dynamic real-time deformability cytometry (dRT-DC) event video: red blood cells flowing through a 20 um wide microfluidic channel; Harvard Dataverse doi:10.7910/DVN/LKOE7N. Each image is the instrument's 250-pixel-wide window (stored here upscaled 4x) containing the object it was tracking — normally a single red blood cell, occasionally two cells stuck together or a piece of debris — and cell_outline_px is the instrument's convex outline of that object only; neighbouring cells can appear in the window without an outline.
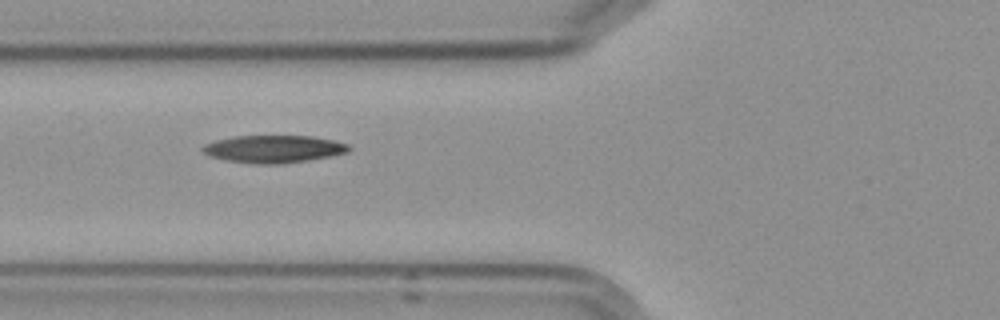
{"species": "Egyptian fruit bat (a non-hibernating species)", "species_latin": "Rousettus aegyptiacus", "temperature_condition": "cold", "stored_images_in_passage": 9, "camera_frame_rate_fps": 3000, "um_per_image_px": 0.085, "frame": {"image": 1, "passage_image": 6, "time_ms": 5.667, "image_size_px": [1000, 320], "cell_outline_px": [[352, 148], [348, 152], [308, 160], [280, 164], [260, 164], [228, 160], [212, 156], [204, 152], [200, 148], [204, 144], [216, 140], [232, 136], [312, 136], [332, 140], [348, 144]], "centroid_in_image_um": [23.27, 12.65], "position_along_channel_um": 102.5, "area_um2": 23.18}}
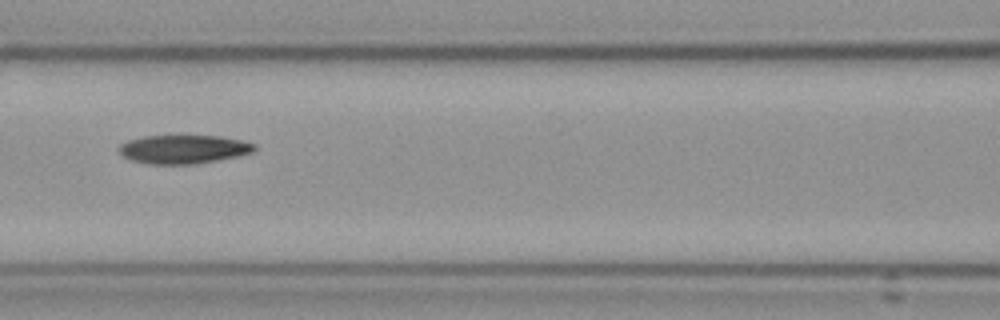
{"frame": {"image": 2, "passage_image": 7, "time_ms": 7.0, "image_size_px": [1000, 320], "cell_outline_px": [[256, 148], [252, 152], [236, 156], [216, 160], [192, 164], [148, 164], [132, 160], [124, 156], [120, 152], [120, 144], [128, 140], [144, 136], [220, 136], [240, 140], [256, 144]], "centroid_in_image_um": [15.59, 12.68], "position_along_channel_um": 151.0, "area_um2": 22.31}}